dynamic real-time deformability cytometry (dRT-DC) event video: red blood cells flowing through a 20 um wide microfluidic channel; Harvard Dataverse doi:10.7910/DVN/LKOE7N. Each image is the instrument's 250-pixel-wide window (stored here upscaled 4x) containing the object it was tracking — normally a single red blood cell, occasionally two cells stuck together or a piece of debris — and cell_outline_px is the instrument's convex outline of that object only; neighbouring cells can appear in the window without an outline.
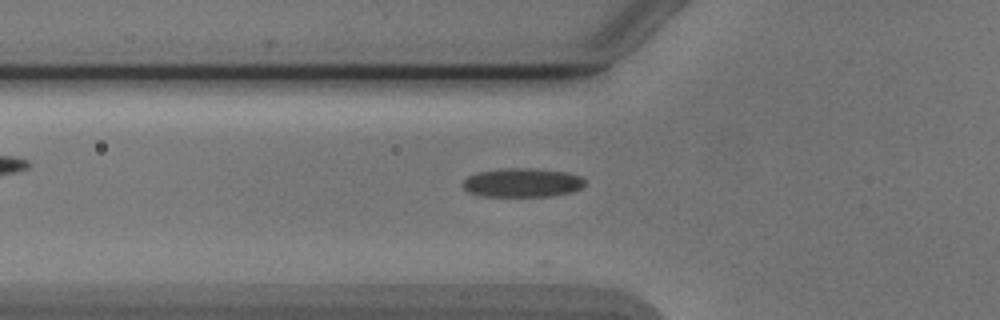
{"species": "Egyptian fruit bat (a non-hibernating species)", "species_latin": "Rousettus aegyptiacus", "temperature_condition": "cold", "stored_images_in_passage": 51, "camera_frame_rate_fps": 3000, "um_per_image_px": 0.085, "animal": {"sex": "male"}, "frame": {"image": 1, "passage_image": 18, "time_ms": 5.667, "image_size_px": [1000, 320], "cell_outline_px": [[584, 184], [580, 188], [572, 192], [552, 196], [484, 196], [468, 192], [460, 184], [468, 176], [476, 172], [508, 168], [528, 168], [564, 172], [580, 176], [584, 180]], "centroid_in_image_um": [44.35, 15.53], "position_along_channel_um": 81.4, "area_um2": 20.46}}
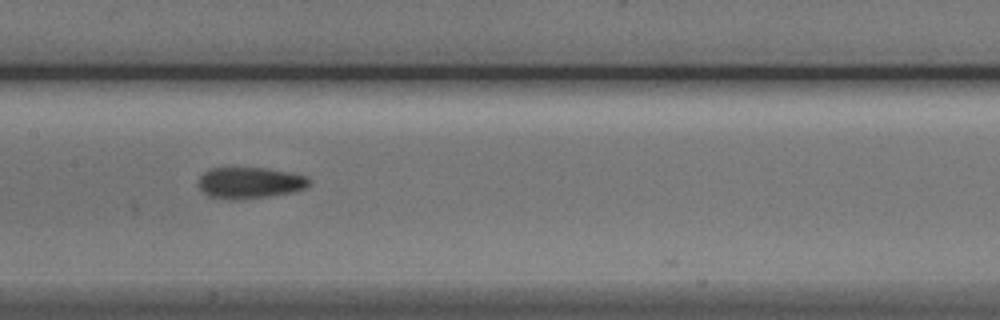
{"frame": {"image": 2, "passage_image": 26, "time_ms": 8.333, "image_size_px": [1000, 320], "cell_outline_px": [[312, 184], [304, 188], [292, 192], [268, 196], [232, 200], [228, 200], [208, 196], [200, 188], [200, 176], [204, 172], [212, 168], [268, 168], [292, 172], [308, 176], [312, 180]], "centroid_in_image_um": [21.3, 15.53], "position_along_channel_um": 186.1, "area_um2": 20.29}}
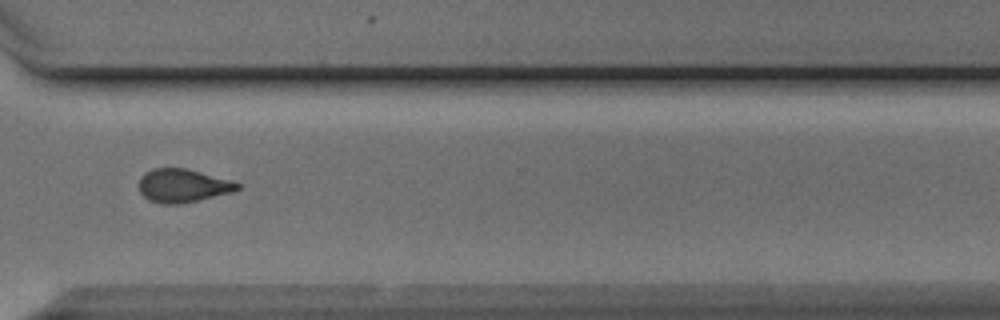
{"frame": {"image": 3, "passage_image": 39, "time_ms": 12.667, "image_size_px": [1000, 320], "cell_outline_px": [[240, 188], [232, 192], [200, 200], [180, 204], [160, 204], [148, 200], [140, 192], [140, 176], [144, 172], [152, 168], [184, 168], [236, 180], [240, 184]], "centroid_in_image_um": [15.57, 15.78], "position_along_channel_um": 355.0, "area_um2": 19.48}, "authors_computed_cell_mechanics": {"area_um2": 19.5942, "velocity_mm_per_s": 3.9019, "shape_relaxation_time_tau1_ms": 4.7603, "shape_relaxation_time_tau2_ms": 2.3629, "deformation_change_tau1": 0.145, "deformation_change_tau2": 0.0962}}